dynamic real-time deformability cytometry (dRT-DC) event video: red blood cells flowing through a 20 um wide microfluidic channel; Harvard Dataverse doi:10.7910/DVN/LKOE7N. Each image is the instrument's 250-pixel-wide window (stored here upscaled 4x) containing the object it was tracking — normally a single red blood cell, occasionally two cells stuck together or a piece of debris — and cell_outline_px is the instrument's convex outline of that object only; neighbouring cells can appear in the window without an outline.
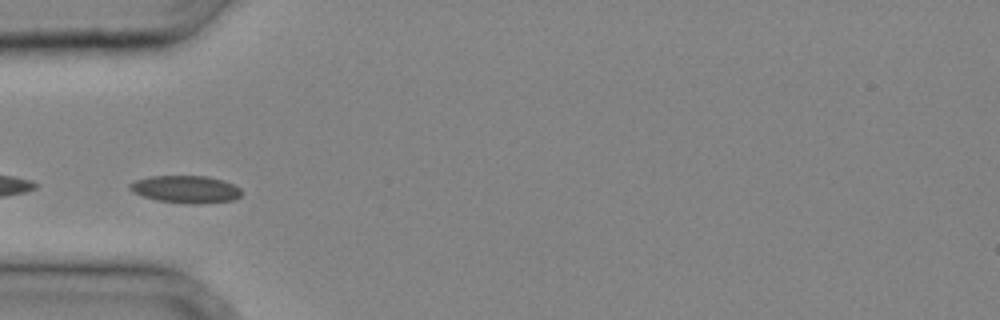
{"species": "common noctule bat (a hibernating species)", "species_latin": "Nyctalus noctula", "temperature_condition": "cold", "stored_images_in_passage": 28, "camera_frame_rate_fps": 3000, "um_per_image_px": 0.085, "animal": {"sex": "male", "body_mass_g": 20.4}, "frame": {"image": 1, "passage_image": 5, "time_ms": 1.333, "image_size_px": [1000, 320], "cell_outline_px": [[244, 192], [236, 200], [200, 204], [192, 204], [156, 200], [132, 192], [128, 188], [128, 184], [136, 180], [148, 176], [208, 176], [224, 180], [240, 188]], "centroid_in_image_um": [15.81, 16.09], "position_along_channel_um": 69.2, "area_um2": 18.09}}
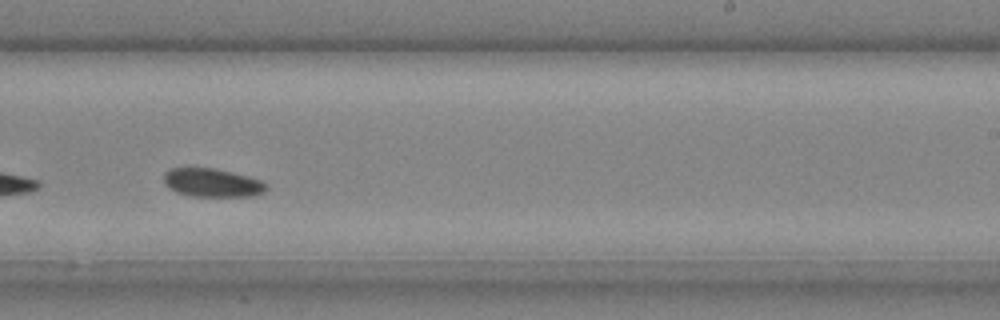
{"frame": {"image": 2, "passage_image": 16, "time_ms": 5.0, "image_size_px": [1000, 320], "cell_outline_px": [[268, 188], [264, 192], [256, 196], [192, 196], [176, 192], [168, 188], [164, 184], [164, 172], [172, 168], [216, 168], [264, 180], [268, 184]], "centroid_in_image_um": [18.08, 15.53], "position_along_channel_um": 270.9, "area_um2": 17.28}}